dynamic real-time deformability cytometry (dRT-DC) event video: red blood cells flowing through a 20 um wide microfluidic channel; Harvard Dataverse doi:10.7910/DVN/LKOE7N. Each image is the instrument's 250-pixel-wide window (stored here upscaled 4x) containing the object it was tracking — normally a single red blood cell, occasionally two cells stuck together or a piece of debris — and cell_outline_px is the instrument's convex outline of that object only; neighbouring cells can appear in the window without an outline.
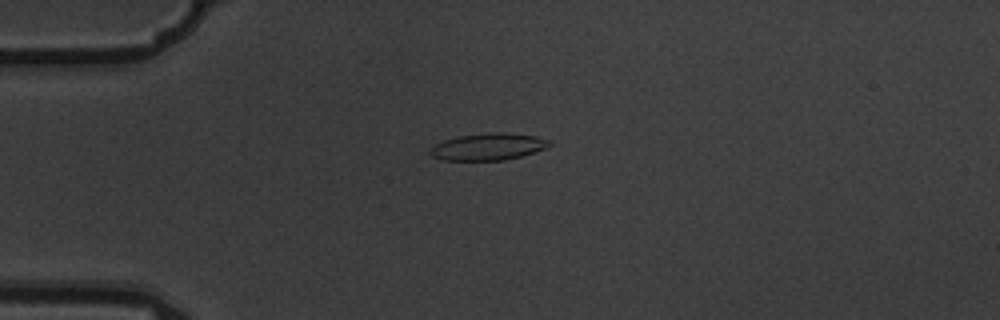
{"species": "common noctule bat (a hibernating species)", "species_latin": "Nyctalus noctula", "temperature_condition": "warm", "stored_images_in_passage": 6, "camera_frame_rate_fps": 3000, "um_per_image_px": 0.085, "animal": {"sex": "male", "body_mass_g": 19.5, "forearm_length_mm": 54.6}, "frame": {"image": 1, "passage_image": 1, "time_ms": 0.0, "image_size_px": [1000, 320], "cell_outline_px": [[552, 144], [544, 148], [520, 156], [504, 160], [444, 160], [432, 156], [428, 152], [428, 148], [444, 140], [460, 136], [488, 132], [508, 132], [536, 136], [548, 140]], "centroid_in_image_um": [41.46, 12.46], "position_along_channel_um": 43.5, "area_um2": 18.61}}
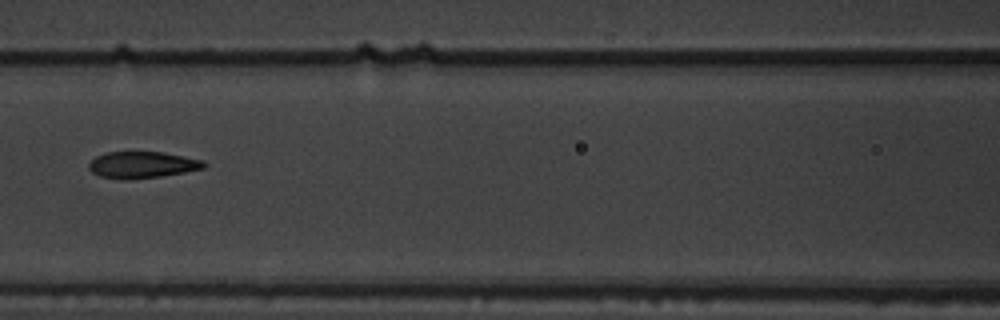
{"frame": {"image": 2, "passage_image": 4, "time_ms": 1.0, "image_size_px": [1000, 320], "cell_outline_px": [[208, 164], [204, 168], [184, 172], [160, 176], [128, 180], [116, 180], [100, 176], [92, 172], [88, 168], [88, 164], [96, 156], [104, 152], [164, 152], [204, 160]], "centroid_in_image_um": [12.07, 14.01], "position_along_channel_um": 154.5, "area_um2": 18.03}}
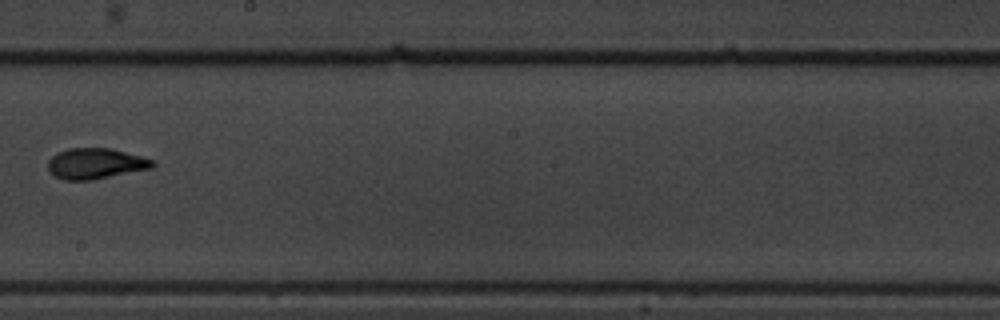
{"frame": {"image": 3, "passage_image": 6, "time_ms": 1.667, "image_size_px": [1000, 320], "cell_outline_px": [[156, 164], [152, 168], [92, 180], [64, 180], [56, 176], [48, 168], [48, 160], [56, 152], [68, 148], [108, 148], [156, 160]], "centroid_in_image_um": [8.13, 13.9], "position_along_channel_um": 240.1, "area_um2": 18.67}}